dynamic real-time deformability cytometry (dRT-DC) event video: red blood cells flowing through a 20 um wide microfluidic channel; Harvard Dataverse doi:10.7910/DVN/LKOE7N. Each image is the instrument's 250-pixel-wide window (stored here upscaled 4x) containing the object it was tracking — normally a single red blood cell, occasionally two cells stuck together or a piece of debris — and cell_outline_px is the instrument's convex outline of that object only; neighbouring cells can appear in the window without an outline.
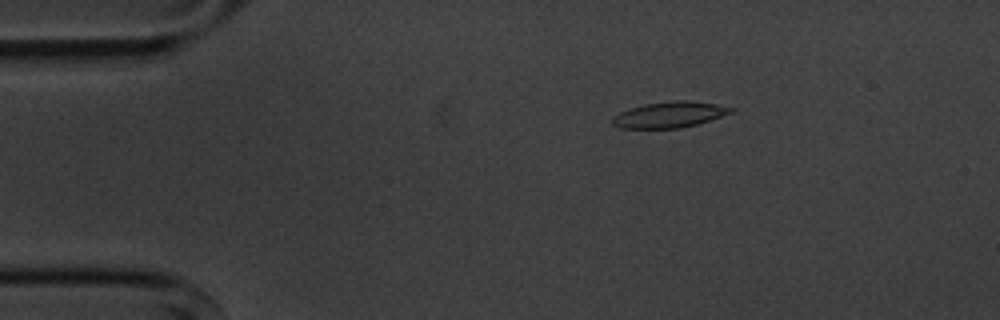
{"species": "common noctule bat (a hibernating species)", "species_latin": "Nyctalus noctula", "temperature_condition": "cold", "stored_images_in_passage": 5, "camera_frame_rate_fps": 3000, "um_per_image_px": 0.085, "animal": {"sex": "male", "body_mass_g": 20.1, "forearm_length_mm": 53.5}, "frame": {"image": 1, "passage_image": 2, "time_ms": 2.0, "image_size_px": [1000, 320], "cell_outline_px": [[736, 108], [732, 112], [696, 124], [680, 128], [620, 128], [612, 124], [612, 116], [620, 112], [644, 104], [676, 100], [688, 100], [716, 104]], "centroid_in_image_um": [56.89, 9.74], "position_along_channel_um": 28.1, "area_um2": 17.69}}
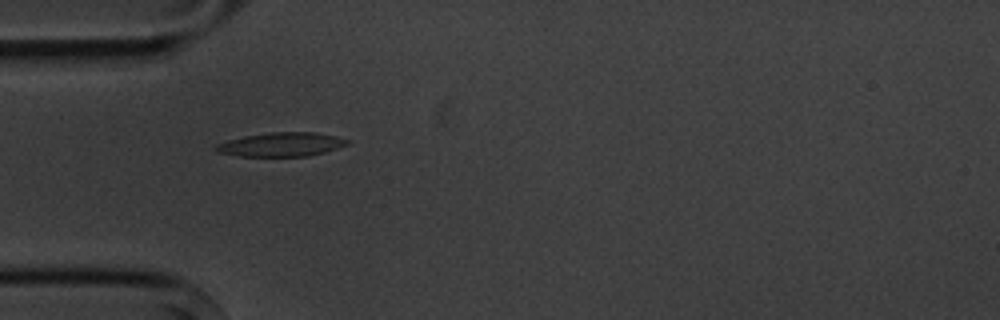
{"frame": {"image": 2, "passage_image": 4, "time_ms": 4.333, "image_size_px": [1000, 320], "cell_outline_px": [[352, 140], [348, 144], [324, 152], [308, 156], [240, 156], [216, 152], [212, 148], [216, 144], [228, 140], [244, 136], [272, 132], [316, 132], [336, 136]], "centroid_in_image_um": [23.9, 12.27], "position_along_channel_um": 61.1, "area_um2": 18.38}}
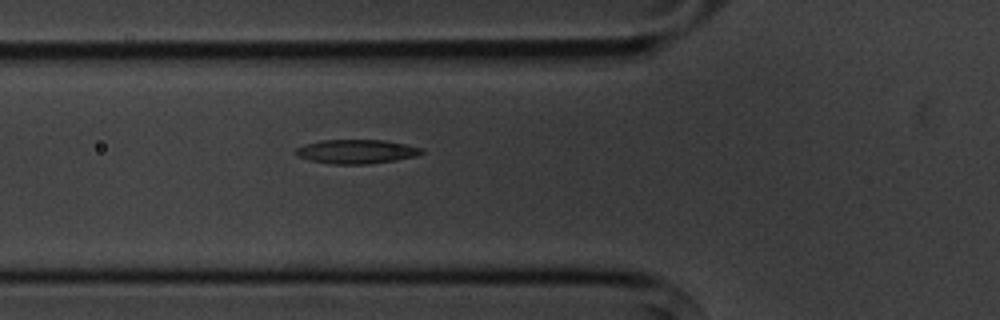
{"frame": {"image": 3, "passage_image": 5, "time_ms": 5.333, "image_size_px": [1000, 320], "cell_outline_px": [[424, 152], [416, 156], [396, 160], [368, 164], [332, 164], [308, 160], [296, 156], [296, 148], [304, 144], [320, 140], [384, 140], [424, 148]], "centroid_in_image_um": [30.28, 12.88], "position_along_channel_um": 95.5, "area_um2": 17.74}}